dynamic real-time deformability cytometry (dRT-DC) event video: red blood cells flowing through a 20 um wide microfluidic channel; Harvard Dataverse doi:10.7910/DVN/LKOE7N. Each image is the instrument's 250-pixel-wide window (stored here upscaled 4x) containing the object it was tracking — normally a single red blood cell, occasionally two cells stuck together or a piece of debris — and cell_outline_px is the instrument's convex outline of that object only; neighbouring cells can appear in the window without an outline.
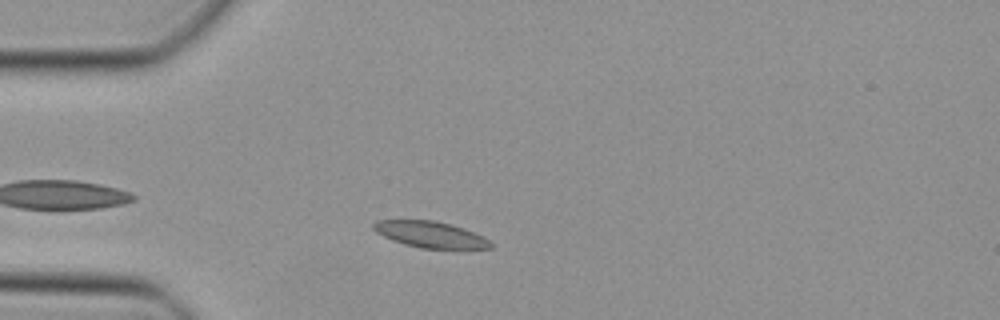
{"species": "Egyptian fruit bat (a non-hibernating species)", "species_latin": "Rousettus aegyptiacus", "temperature_condition": "cold", "stored_images_in_passage": 38, "camera_frame_rate_fps": 3000, "um_per_image_px": 0.085, "animal": {"sex": "female"}, "frame": {"image": 1, "passage_image": 3, "time_ms": 0.667, "image_size_px": [1000, 320], "cell_outline_px": [[492, 248], [420, 248], [404, 244], [392, 240], [376, 232], [372, 228], [372, 224], [376, 220], [436, 220], [452, 224], [464, 228], [488, 240], [492, 244]], "centroid_in_image_um": [36.53, 19.91], "position_along_channel_um": 48.5, "area_um2": 17.74}}
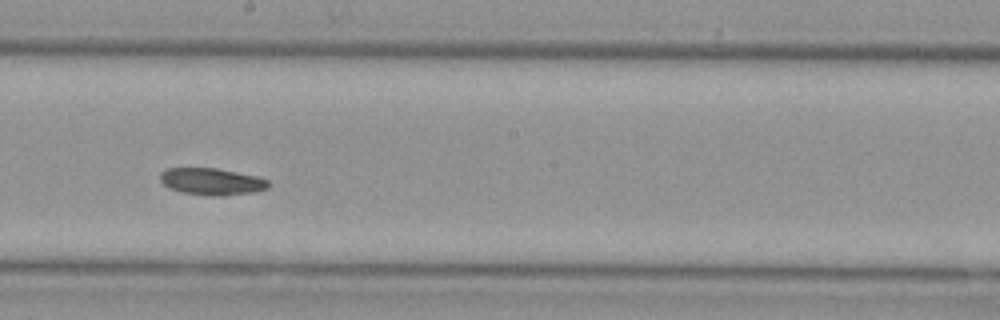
{"frame": {"image": 2, "passage_image": 17, "time_ms": 5.333, "image_size_px": [1000, 320], "cell_outline_px": [[272, 184], [268, 188], [252, 192], [224, 196], [212, 196], [184, 192], [168, 188], [160, 180], [160, 172], [168, 168], [216, 168], [260, 176], [268, 180]], "centroid_in_image_um": [18.04, 15.42], "position_along_channel_um": 230.2, "area_um2": 17.11}}
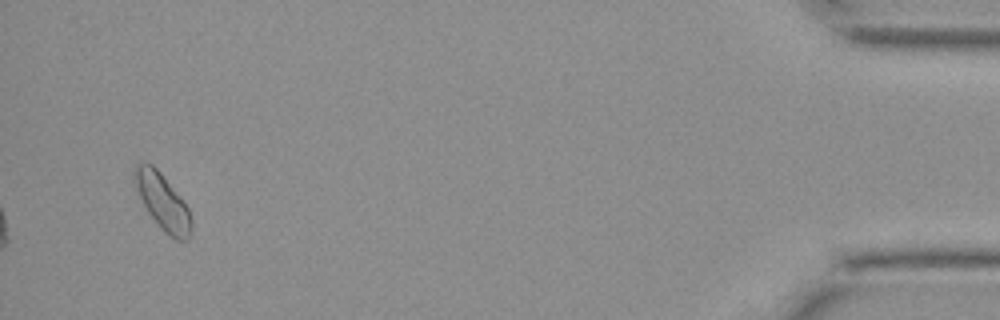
{"frame": {"image": 3, "passage_image": 36, "time_ms": 11.667, "image_size_px": [1000, 320], "cell_outline_px": [[192, 232], [188, 240], [176, 240], [168, 236], [160, 228], [148, 212], [132, 180], [132, 168], [136, 164], [144, 160], [152, 164], [160, 172], [180, 196], [188, 208], [192, 220]], "centroid_in_image_um": [13.8, 17.13], "position_along_channel_um": 421.4, "area_um2": 18.84}}